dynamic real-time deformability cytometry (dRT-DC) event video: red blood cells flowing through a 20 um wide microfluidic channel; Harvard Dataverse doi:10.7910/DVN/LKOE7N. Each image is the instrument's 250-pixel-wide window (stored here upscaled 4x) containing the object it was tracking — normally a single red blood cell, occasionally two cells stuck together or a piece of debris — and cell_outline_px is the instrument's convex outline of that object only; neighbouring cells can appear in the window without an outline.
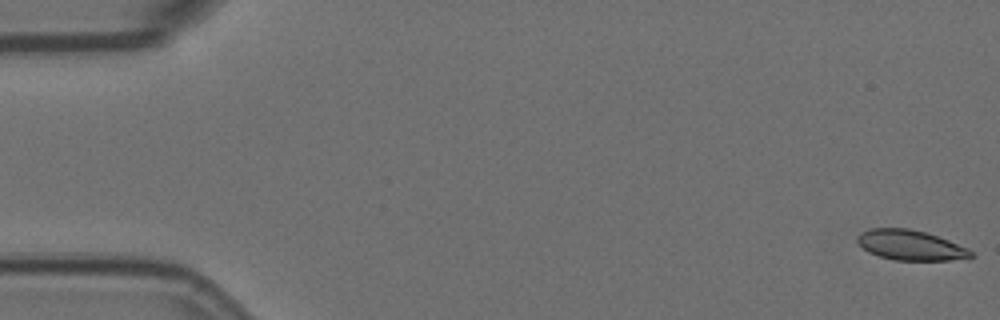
{"species": "Egyptian fruit bat (a non-hibernating species)", "species_latin": "Rousettus aegyptiacus", "temperature_condition": "room temperature", "stored_images_in_passage": 6, "camera_frame_rate_fps": 3000, "um_per_image_px": 0.085, "animal": {"sex": "female"}, "frame": {"image": 1, "passage_image": 1, "time_ms": 0.0, "image_size_px": [1000, 320], "cell_outline_px": [[976, 256], [968, 260], [896, 260], [880, 256], [868, 252], [856, 240], [856, 236], [860, 232], [872, 228], [908, 228], [924, 232], [948, 240], [968, 248]], "centroid_in_image_um": [77.44, 20.85], "position_along_channel_um": 7.6, "area_um2": 20.0}}
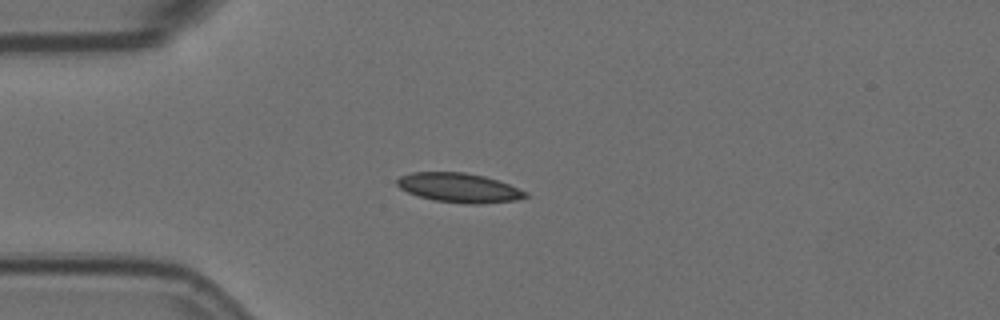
{"frame": {"image": 2, "passage_image": 5, "time_ms": 1.333, "image_size_px": [1000, 320], "cell_outline_px": [[528, 196], [516, 200], [480, 204], [468, 204], [432, 200], [408, 192], [400, 188], [396, 184], [396, 180], [400, 176], [412, 172], [464, 172], [484, 176], [508, 184], [528, 192]], "centroid_in_image_um": [39.01, 15.96], "position_along_channel_um": 46.0, "area_um2": 21.91}}